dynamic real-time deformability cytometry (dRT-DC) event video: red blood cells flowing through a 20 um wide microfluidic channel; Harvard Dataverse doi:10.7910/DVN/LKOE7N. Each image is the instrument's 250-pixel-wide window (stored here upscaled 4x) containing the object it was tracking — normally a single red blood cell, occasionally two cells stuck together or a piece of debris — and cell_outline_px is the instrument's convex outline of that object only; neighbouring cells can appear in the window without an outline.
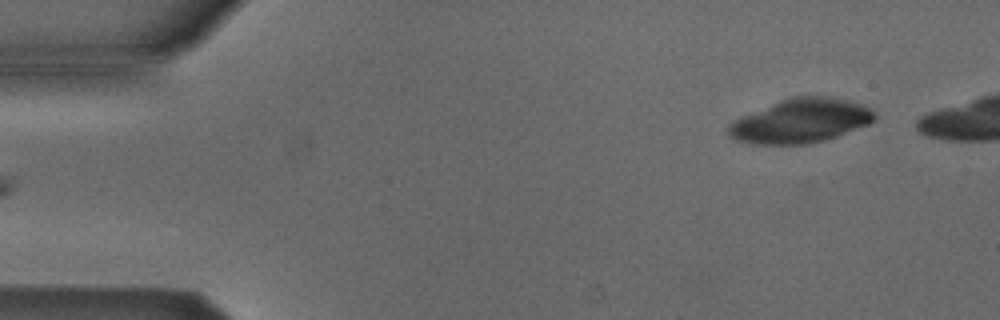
{"species": "Egyptian fruit bat (a non-hibernating species)", "species_latin": "Rousettus aegyptiacus", "temperature_condition": "cold", "stored_images_in_passage": 4, "segment_of_instrument_passage": [2, 2], "camera_frame_rate_fps": 3000, "um_per_image_px": 0.085, "animal": {"sex": "male"}, "frame": {"image": 1, "passage_image": 4, "time_ms": 1.0, "image_size_px": [1000, 320], "cell_outline_px": [[876, 120], [868, 124], [836, 136], [824, 140], [808, 144], [752, 144], [736, 140], [728, 136], [728, 128], [740, 116], [780, 100], [792, 96], [832, 96], [860, 104], [868, 108], [876, 116]], "centroid_in_image_um": [68.03, 10.27], "position_along_channel_um": 17.0, "area_um2": 37.28}}